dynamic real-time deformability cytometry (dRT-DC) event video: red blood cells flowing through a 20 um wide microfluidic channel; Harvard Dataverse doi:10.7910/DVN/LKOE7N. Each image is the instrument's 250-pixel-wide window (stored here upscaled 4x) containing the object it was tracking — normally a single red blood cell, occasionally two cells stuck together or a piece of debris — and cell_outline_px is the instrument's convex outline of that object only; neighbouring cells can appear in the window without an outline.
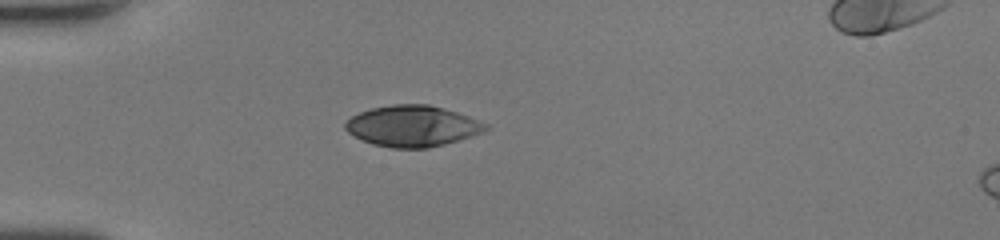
{"species": "human", "species_latin": "Homo sapiens", "temperature_condition": "room temperature", "stored_images_in_passage": 35, "camera_frame_rate_fps": 3000, "um_per_image_px": 0.085, "donor": {"sex": "female"}, "frame": {"image": 1, "passage_image": 1, "time_ms": 0.0, "image_size_px": [1000, 240], "cell_outline_px": [[488, 128], [484, 132], [472, 136], [444, 144], [428, 148], [392, 148], [372, 144], [348, 132], [344, 128], [344, 124], [352, 116], [360, 112], [372, 108], [392, 104], [428, 104], [444, 108], [480, 120], [488, 124]], "centroid_in_image_um": [35.08, 10.71], "position_along_channel_um": 49.9, "area_um2": 33.47}}
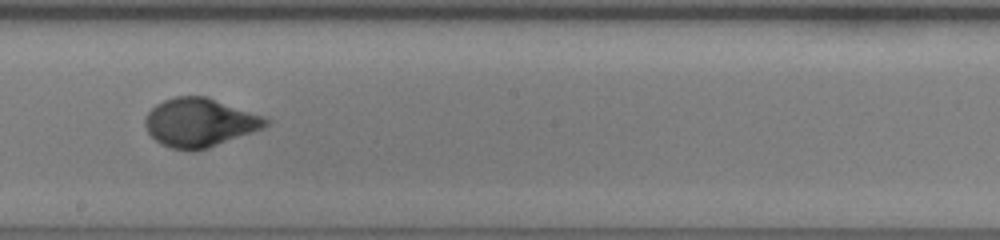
{"frame": {"image": 2, "passage_image": 15, "time_ms": 4.667, "image_size_px": [1000, 240], "cell_outline_px": [[272, 120], [264, 128], [208, 148], [172, 148], [156, 140], [148, 132], [144, 124], [144, 120], [148, 112], [156, 104], [164, 100], [176, 96], [208, 96], [264, 116]], "centroid_in_image_um": [17.01, 10.37], "position_along_channel_um": 231.2, "area_um2": 33.81}}
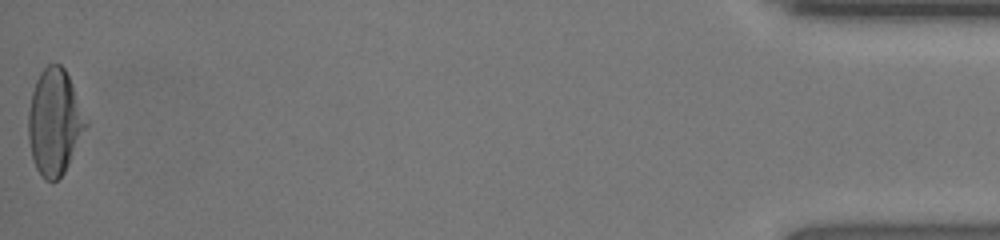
{"frame": {"image": 3, "passage_image": 35, "time_ms": 11.333, "image_size_px": [1000, 240], "cell_outline_px": [[88, 124], [64, 172], [52, 184], [44, 180], [36, 168], [32, 160], [28, 140], [28, 112], [32, 92], [36, 80], [40, 72], [48, 64], [60, 64], [64, 68], [72, 84], [88, 120]], "centroid_in_image_um": [4.62, 10.39], "position_along_channel_um": 430.6, "area_um2": 35.55}, "authors_computed_cell_mechanics": {"area_um2": 34.0442, "velocity_mm_per_s": 4.3533, "shape_relaxation_time_tau1_ms": 3.4691, "shape_relaxation_time_tau2_ms": null, "deformation_change_tau1": 0.2241, "deformation_change_tau2": null}}